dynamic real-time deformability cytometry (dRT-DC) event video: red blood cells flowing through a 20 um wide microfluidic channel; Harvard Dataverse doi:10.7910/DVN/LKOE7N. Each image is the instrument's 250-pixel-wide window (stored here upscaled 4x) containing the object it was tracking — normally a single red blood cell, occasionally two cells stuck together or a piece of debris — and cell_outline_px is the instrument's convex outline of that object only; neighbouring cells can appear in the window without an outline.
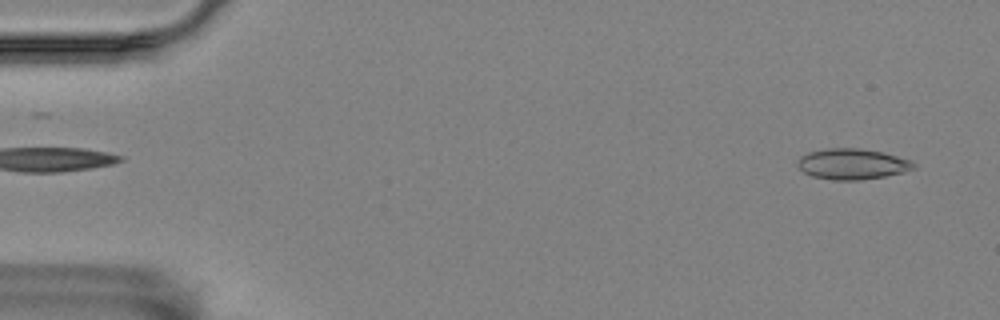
{"species": "Egyptian fruit bat (a non-hibernating species)", "species_latin": "Rousettus aegyptiacus", "temperature_condition": "room temperature", "stored_images_in_passage": 17, "camera_frame_rate_fps": 3000, "um_per_image_px": 0.085, "animal": {"sex": "female"}, "frame": {"image": 1, "passage_image": 2, "time_ms": 0.333, "image_size_px": [1000, 320], "cell_outline_px": [[916, 168], [904, 172], [884, 176], [860, 180], [832, 180], [812, 176], [804, 172], [796, 164], [800, 156], [808, 152], [828, 148], [860, 148], [884, 152], [912, 160], [916, 164]], "centroid_in_image_um": [72.46, 13.93], "position_along_channel_um": 12.5, "area_um2": 20.98}}
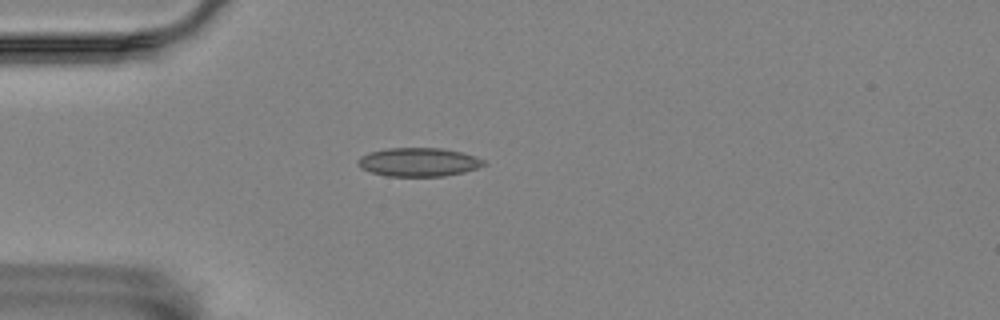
{"frame": {"image": 2, "passage_image": 14, "time_ms": 4.333, "image_size_px": [1000, 320], "cell_outline_px": [[488, 164], [464, 172], [444, 176], [388, 176], [372, 172], [360, 168], [356, 160], [360, 156], [368, 152], [388, 148], [440, 148], [460, 152], [476, 156], [484, 160]], "centroid_in_image_um": [35.57, 13.77], "position_along_channel_um": 49.4, "area_um2": 21.04}}